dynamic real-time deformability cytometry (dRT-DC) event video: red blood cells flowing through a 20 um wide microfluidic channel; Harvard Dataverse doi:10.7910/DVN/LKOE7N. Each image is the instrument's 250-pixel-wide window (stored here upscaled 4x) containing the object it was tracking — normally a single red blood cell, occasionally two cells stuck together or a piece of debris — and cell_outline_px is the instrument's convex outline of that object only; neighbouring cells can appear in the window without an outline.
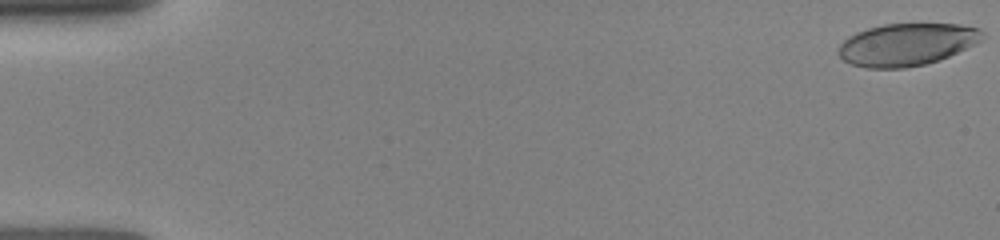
{"species": "human", "species_latin": "Homo sapiens", "temperature_condition": "room temperature", "stored_images_in_passage": 8, "camera_frame_rate_fps": 3000, "um_per_image_px": 0.085, "donor": {"sex": "female"}, "frame": {"image": 1, "passage_image": 1, "time_ms": 0.0, "image_size_px": [1000, 240], "cell_outline_px": [[984, 40], [976, 44], [948, 56], [924, 64], [904, 68], [864, 68], [852, 64], [844, 60], [840, 56], [840, 44], [848, 36], [856, 32], [868, 28], [884, 24], [960, 24], [980, 28], [984, 32]], "centroid_in_image_um": [77.11, 3.77], "position_along_channel_um": 7.9, "area_um2": 35.43}}